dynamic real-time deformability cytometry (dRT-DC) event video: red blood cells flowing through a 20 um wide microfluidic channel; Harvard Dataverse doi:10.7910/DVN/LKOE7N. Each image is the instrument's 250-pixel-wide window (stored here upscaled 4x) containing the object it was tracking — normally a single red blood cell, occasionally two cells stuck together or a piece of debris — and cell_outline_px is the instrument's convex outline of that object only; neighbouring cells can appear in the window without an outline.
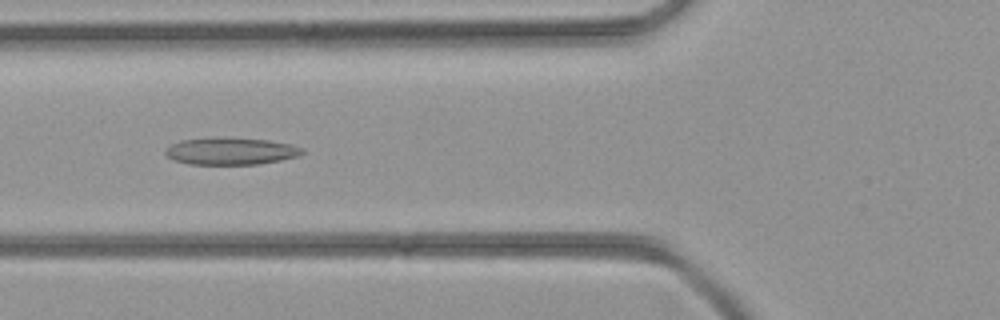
{"species": "common noctule bat (a hibernating species)", "species_latin": "Nyctalus noctula", "temperature_condition": "room temperature", "stored_images_in_passage": 38, "camera_frame_rate_fps": 3000, "um_per_image_px": 0.085, "animal": {"sex": "female", "body_mass_g": 21.9}, "frame": {"image": 1, "passage_image": 11, "time_ms": 3.333, "image_size_px": [1000, 320], "cell_outline_px": [[304, 152], [296, 156], [280, 160], [260, 164], [192, 164], [176, 160], [168, 156], [164, 152], [172, 144], [180, 140], [212, 136], [216, 136], [268, 140], [292, 144], [304, 148]], "centroid_in_image_um": [19.63, 12.82], "position_along_channel_um": 106.2, "area_um2": 21.73}}
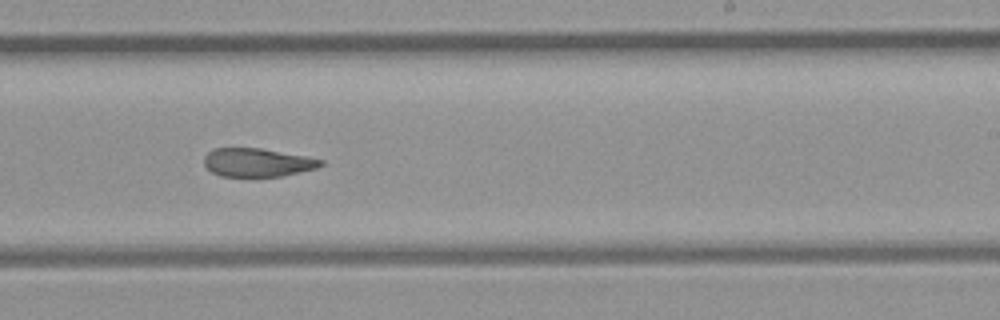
{"frame": {"image": 2, "passage_image": 21, "time_ms": 6.667, "image_size_px": [1000, 320], "cell_outline_px": [[324, 164], [316, 168], [284, 176], [220, 176], [212, 172], [204, 164], [204, 156], [212, 148], [260, 148], [308, 156], [324, 160]], "centroid_in_image_um": [21.89, 13.8], "position_along_channel_um": 267.1, "area_um2": 19.42}}
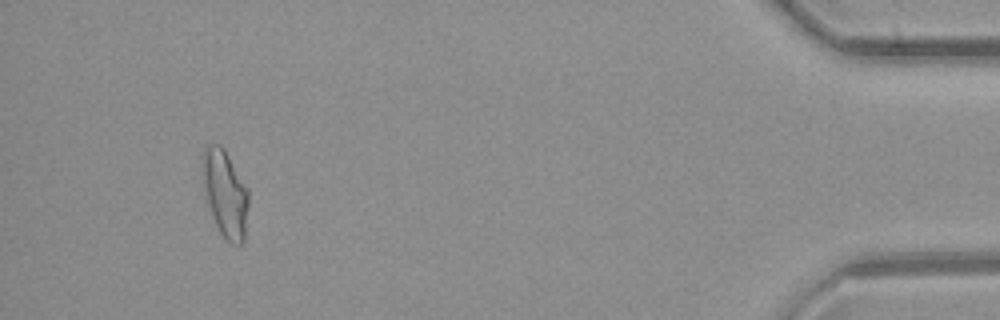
{"frame": {"image": 3, "passage_image": 35, "time_ms": 11.333, "image_size_px": [1000, 320], "cell_outline_px": [[248, 204], [244, 244], [232, 244], [220, 232], [216, 224], [208, 204], [204, 188], [204, 152], [208, 144], [220, 144], [224, 148], [248, 188]], "centroid_in_image_um": [19.18, 16.47], "position_along_channel_um": 416.0, "area_um2": 22.77}}